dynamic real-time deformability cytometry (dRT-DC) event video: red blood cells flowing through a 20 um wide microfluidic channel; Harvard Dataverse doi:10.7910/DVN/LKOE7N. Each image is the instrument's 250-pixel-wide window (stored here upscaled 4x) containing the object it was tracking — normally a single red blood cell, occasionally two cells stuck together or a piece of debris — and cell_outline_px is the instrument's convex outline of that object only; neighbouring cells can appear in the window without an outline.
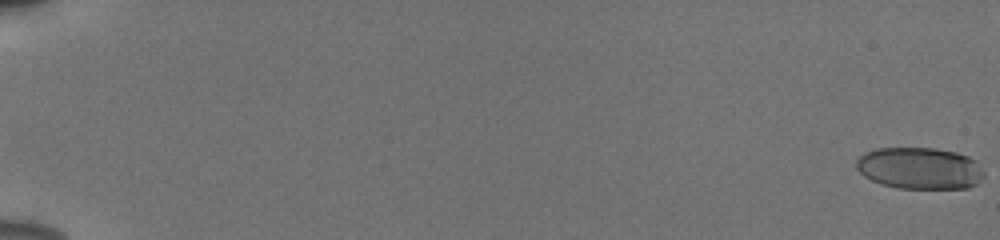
{"species": "human", "species_latin": "Homo sapiens", "temperature_condition": "cold", "stored_images_in_passage": 56, "camera_frame_rate_fps": 3000, "um_per_image_px": 0.085, "donor": {"sex": "male"}, "frame": {"image": 1, "passage_image": 1, "time_ms": 0.0, "image_size_px": [1000, 240], "cell_outline_px": [[984, 176], [976, 184], [968, 188], [896, 188], [880, 184], [864, 176], [856, 168], [856, 160], [864, 152], [876, 148], [936, 148], [956, 152], [968, 156], [976, 160], [984, 172]], "centroid_in_image_um": [78.17, 14.29], "position_along_channel_um": 6.8, "area_um2": 31.27}}
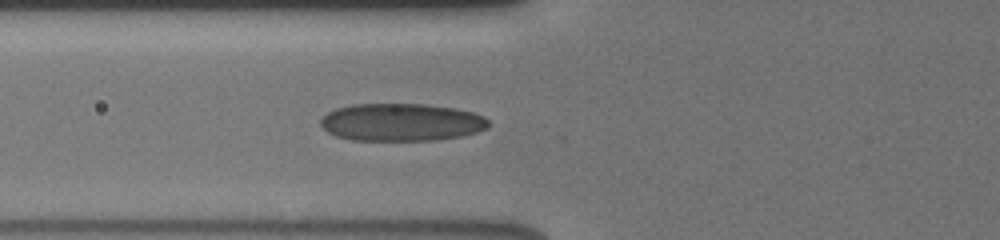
{"frame": {"image": 2, "passage_image": 24, "time_ms": 7.667, "image_size_px": [1000, 240], "cell_outline_px": [[488, 128], [464, 136], [436, 140], [352, 140], [336, 136], [328, 132], [320, 124], [320, 120], [328, 112], [336, 108], [352, 104], [424, 104], [456, 108], [472, 112], [484, 116], [488, 120]], "centroid_in_image_um": [34.13, 10.39], "position_along_channel_um": 91.7, "area_um2": 36.93}}
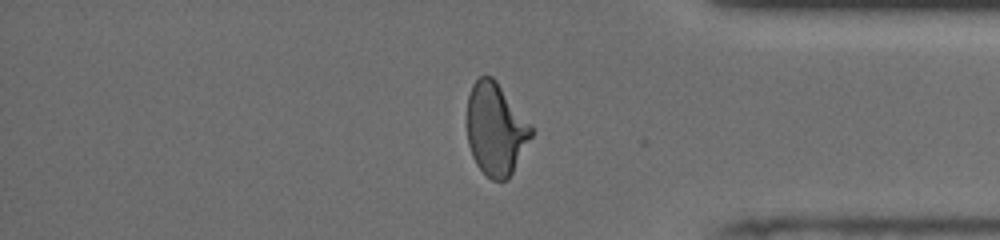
{"frame": {"image": 3, "passage_image": 48, "time_ms": 15.667, "image_size_px": [1000, 240], "cell_outline_px": [[532, 136], [508, 180], [492, 180], [476, 164], [472, 156], [468, 144], [468, 96], [472, 84], [480, 76], [492, 76], [496, 80], [532, 124]], "centroid_in_image_um": [42.15, 10.96], "position_along_channel_um": 393.1, "area_um2": 34.45}, "authors_computed_cell_mechanics": {"area_um2": 34.3043, "velocity_mm_per_s": 3.9018, "shape_relaxation_time_tau1_ms": 5.0437, "shape_relaxation_time_tau2_ms": 1.1947, "deformation_change_tau1": 0.1663, "deformation_change_tau2": 0.0756}}